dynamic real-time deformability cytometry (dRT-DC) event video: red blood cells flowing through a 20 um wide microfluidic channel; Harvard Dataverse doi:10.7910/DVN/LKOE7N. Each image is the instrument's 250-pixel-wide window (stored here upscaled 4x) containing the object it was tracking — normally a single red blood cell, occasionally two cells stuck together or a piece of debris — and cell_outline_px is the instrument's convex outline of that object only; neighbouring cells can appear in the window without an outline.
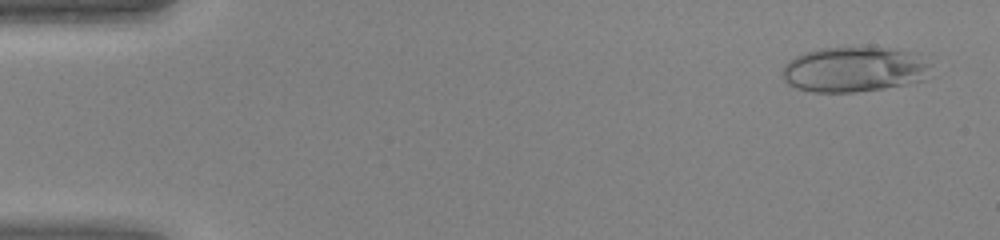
{"species": "human", "species_latin": "Homo sapiens", "temperature_condition": "warm", "stored_images_in_passage": 45, "camera_frame_rate_fps": 3000, "um_per_image_px": 0.085, "donor": {"sex": "female"}, "frame": {"image": 1, "passage_image": 3, "time_ms": 0.667, "image_size_px": [1000, 240], "cell_outline_px": [[932, 64], [924, 80], [908, 84], [884, 88], [856, 92], [812, 92], [796, 88], [788, 84], [784, 80], [784, 64], [788, 60], [796, 56], [820, 48], [884, 48], [904, 52]], "centroid_in_image_um": [72.55, 5.93], "position_along_channel_um": 12.5, "area_um2": 38.44}}
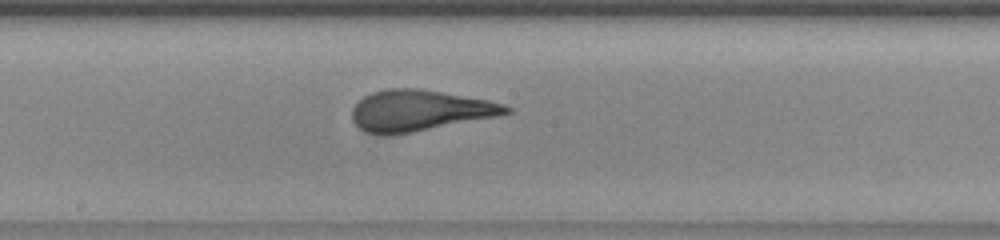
{"frame": {"image": 2, "passage_image": 25, "time_ms": 8.0, "image_size_px": [1000, 240], "cell_outline_px": [[512, 112], [496, 116], [412, 132], [388, 136], [384, 136], [364, 132], [352, 120], [352, 108], [364, 96], [372, 92], [388, 88], [416, 88], [488, 100], [504, 104], [512, 108]], "centroid_in_image_um": [35.61, 9.4], "position_along_channel_um": 212.6, "area_um2": 36.59}}
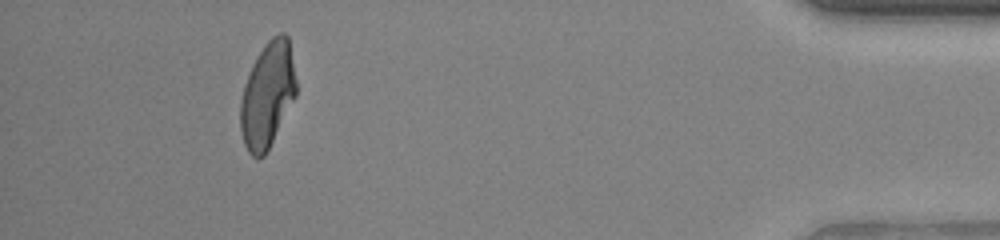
{"frame": {"image": 3, "passage_image": 42, "time_ms": 13.667, "image_size_px": [1000, 240], "cell_outline_px": [[296, 96], [264, 156], [252, 156], [248, 152], [244, 144], [240, 128], [240, 100], [244, 84], [252, 64], [256, 56], [264, 44], [272, 36], [280, 32], [284, 32], [288, 36], [296, 80]], "centroid_in_image_um": [22.72, 8.03], "position_along_channel_um": 412.5, "area_um2": 34.22}}